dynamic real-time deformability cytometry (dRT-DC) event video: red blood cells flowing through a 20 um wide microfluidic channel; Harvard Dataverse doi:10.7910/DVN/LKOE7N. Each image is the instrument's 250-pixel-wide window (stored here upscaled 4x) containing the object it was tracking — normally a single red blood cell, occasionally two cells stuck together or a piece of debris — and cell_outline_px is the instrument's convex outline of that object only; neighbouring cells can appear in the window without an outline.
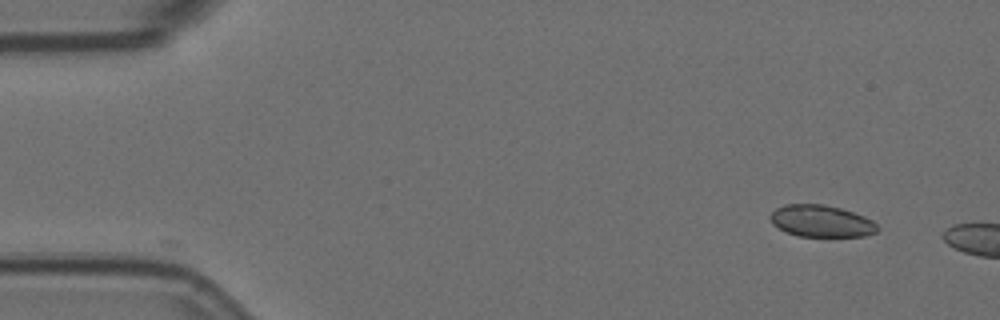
{"species": "Egyptian fruit bat (a non-hibernating species)", "species_latin": "Rousettus aegyptiacus", "temperature_condition": "room temperature", "stored_images_in_passage": 14, "camera_frame_rate_fps": 3000, "um_per_image_px": 0.085, "animal": {"sex": "female"}, "frame": {"image": 1, "passage_image": 1, "time_ms": 0.0, "image_size_px": [1000, 320], "cell_outline_px": [[880, 228], [876, 232], [864, 236], [796, 236], [772, 224], [768, 216], [776, 208], [784, 204], [824, 204], [840, 208], [864, 216], [872, 220]], "centroid_in_image_um": [69.79, 18.78], "position_along_channel_um": 15.2, "area_um2": 19.88}}